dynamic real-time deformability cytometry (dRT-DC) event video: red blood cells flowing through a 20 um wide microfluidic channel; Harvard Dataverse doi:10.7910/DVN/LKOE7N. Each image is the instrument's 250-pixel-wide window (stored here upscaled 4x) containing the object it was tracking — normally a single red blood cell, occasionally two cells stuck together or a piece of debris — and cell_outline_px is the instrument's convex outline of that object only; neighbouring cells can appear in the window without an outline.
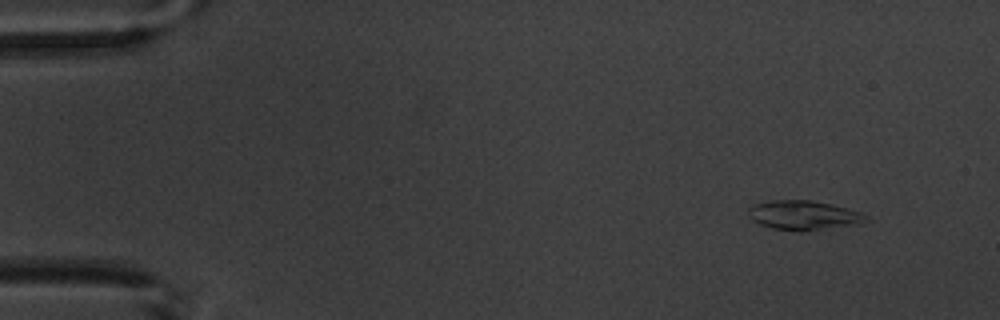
{"species": "common noctule bat (a hibernating species)", "species_latin": "Nyctalus noctula", "temperature_condition": "warm", "stored_images_in_passage": 4, "camera_frame_rate_fps": 3000, "um_per_image_px": 0.085, "animal": {"sex": "male", "body_mass_g": 20.1, "forearm_length_mm": 53.5}, "frame": {"image": 1, "passage_image": 1, "time_ms": 0.0, "image_size_px": [1000, 320], "cell_outline_px": [[872, 220], [860, 224], [804, 232], [800, 232], [772, 228], [760, 224], [752, 220], [748, 216], [748, 208], [752, 204], [772, 200], [808, 200], [832, 204], [848, 208], [860, 212], [868, 216]], "centroid_in_image_um": [68.34, 18.31], "position_along_channel_um": 16.7, "area_um2": 20.58}}